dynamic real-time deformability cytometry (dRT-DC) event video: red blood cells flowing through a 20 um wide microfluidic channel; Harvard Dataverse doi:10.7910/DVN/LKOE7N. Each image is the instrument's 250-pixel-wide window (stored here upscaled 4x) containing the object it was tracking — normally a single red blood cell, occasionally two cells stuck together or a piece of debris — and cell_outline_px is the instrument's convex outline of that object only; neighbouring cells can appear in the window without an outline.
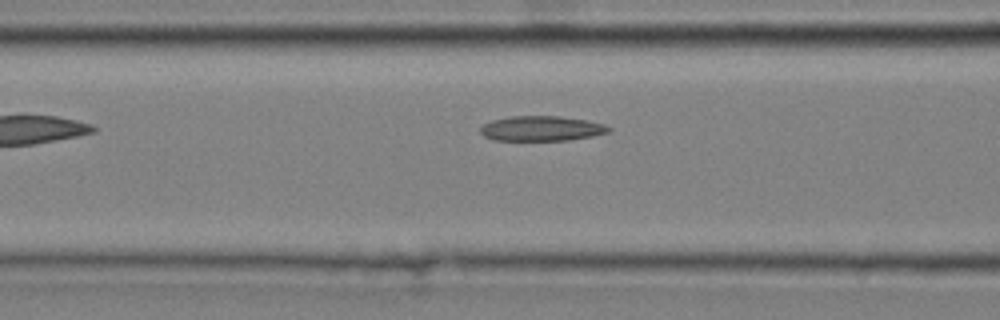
{"species": "common noctule bat (a hibernating species)", "species_latin": "Nyctalus noctula", "temperature_condition": "cold", "stored_images_in_passage": 6, "camera_frame_rate_fps": 3000, "um_per_image_px": 0.085, "animal": {"sex": "male", "body_mass_g": 20.4}, "frame": {"image": 1, "passage_image": 5, "time_ms": 1.333, "image_size_px": [1000, 320], "cell_outline_px": [[612, 128], [608, 132], [592, 136], [568, 140], [492, 140], [484, 136], [480, 132], [480, 128], [484, 124], [492, 120], [508, 116], [560, 116], [588, 120], [604, 124]], "centroid_in_image_um": [46.02, 10.91], "position_along_channel_um": 120.6, "area_um2": 18.73}}
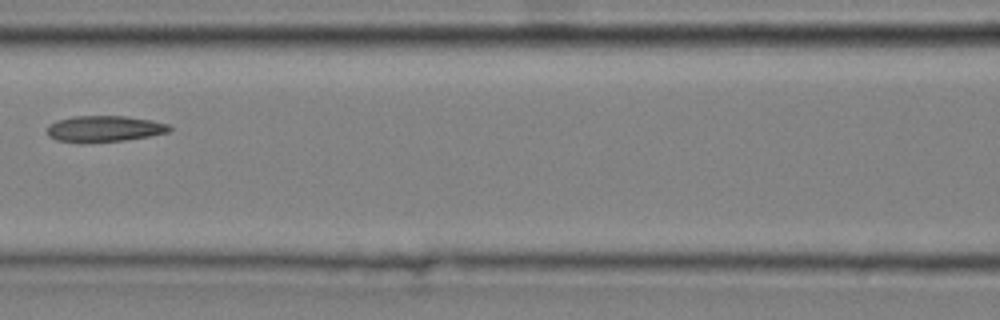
{"frame": {"image": 2, "passage_image": 6, "time_ms": 1.667, "image_size_px": [1000, 320], "cell_outline_px": [[172, 128], [168, 132], [148, 136], [124, 140], [80, 144], [56, 140], [48, 136], [48, 124], [56, 120], [72, 116], [124, 116], [152, 120], [168, 124]], "centroid_in_image_um": [8.81, 10.95], "position_along_channel_um": 157.8, "area_um2": 18.9}}